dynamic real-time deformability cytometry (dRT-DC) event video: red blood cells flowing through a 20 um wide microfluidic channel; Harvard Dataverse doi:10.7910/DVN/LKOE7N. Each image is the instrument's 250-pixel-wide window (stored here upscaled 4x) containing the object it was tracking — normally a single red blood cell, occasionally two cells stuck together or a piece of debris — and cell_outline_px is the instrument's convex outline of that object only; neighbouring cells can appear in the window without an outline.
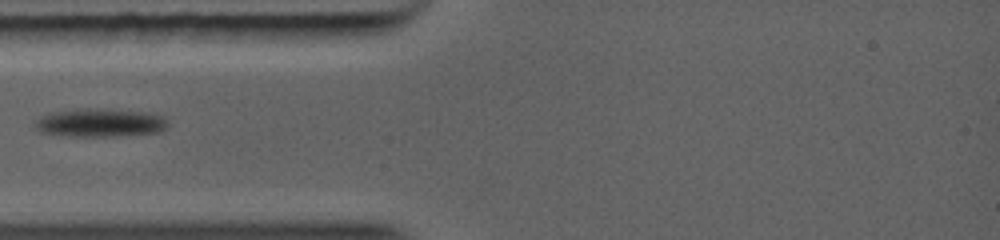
{"species": "common noctule bat (a hibernating species)", "species_latin": "Nyctalus noctula", "temperature_condition": "warm", "stored_images_in_passage": 17, "camera_frame_rate_fps": 5000, "um_per_image_px": 0.085, "animal": {"sex": "female", "body_mass_g": 19.0, "forearm_length_mm": 56.7}, "frame": {"image": 1, "passage_image": 1, "time_ms": 0.0, "image_size_px": [1000, 240], "cell_outline_px": [[168, 124], [160, 132], [116, 136], [68, 136], [40, 132], [36, 128], [36, 120], [40, 116], [48, 112], [80, 108], [104, 108], [148, 112], [164, 116], [168, 120]], "centroid_in_image_um": [8.51, 10.41], "position_along_channel_um": 76.5, "area_um2": 22.31}}
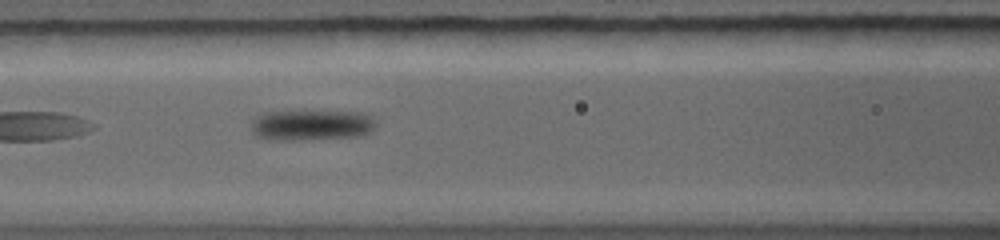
{"frame": {"image": 2, "passage_image": 3, "time_ms": 1.4, "image_size_px": [1000, 240], "cell_outline_px": [[376, 128], [372, 132], [360, 136], [300, 140], [268, 140], [256, 136], [252, 132], [252, 120], [256, 116], [264, 112], [360, 112], [372, 116], [376, 120]], "centroid_in_image_um": [26.5, 10.65], "position_along_channel_um": 140.1, "area_um2": 22.43}}
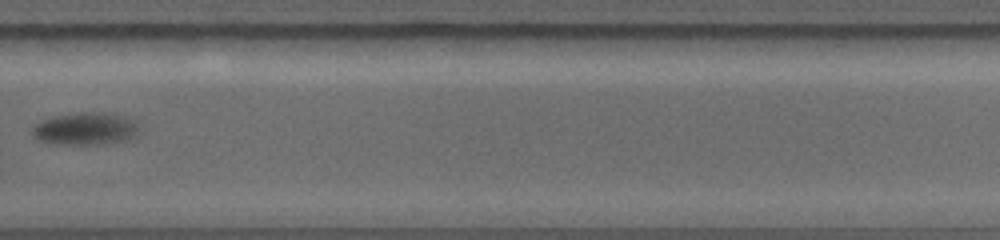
{"frame": {"image": 3, "passage_image": 9, "time_ms": 5.4, "image_size_px": [1000, 240], "cell_outline_px": [[144, 132], [128, 140], [92, 144], [76, 144], [40, 140], [32, 132], [32, 128], [40, 120], [56, 116], [80, 112], [100, 112], [124, 116], [136, 120]], "centroid_in_image_um": [7.4, 10.91], "position_along_channel_um": 322.4, "area_um2": 20.06}}